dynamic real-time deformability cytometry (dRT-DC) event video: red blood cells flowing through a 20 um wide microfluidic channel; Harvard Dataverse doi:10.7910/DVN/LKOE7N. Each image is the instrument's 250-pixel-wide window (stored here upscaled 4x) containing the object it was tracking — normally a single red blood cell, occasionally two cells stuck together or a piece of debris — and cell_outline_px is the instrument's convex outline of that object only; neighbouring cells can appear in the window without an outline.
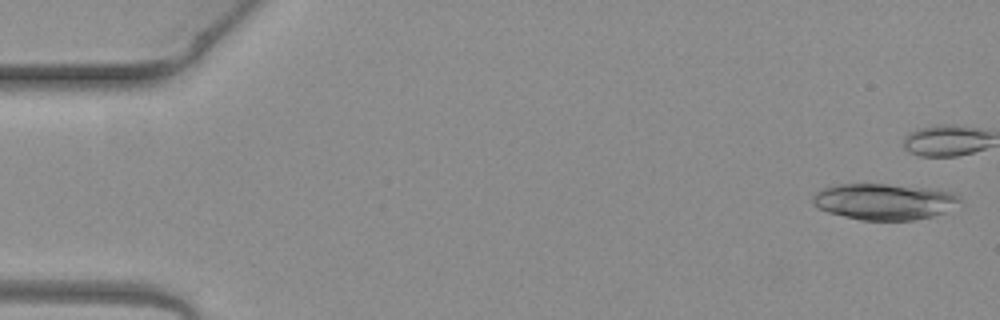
{"species": "common noctule bat (a hibernating species)", "species_latin": "Nyctalus noctula", "temperature_condition": "warm", "stored_images_in_passage": 6, "camera_frame_rate_fps": 3000, "um_per_image_px": 0.085, "animal": {"sex": "female", "body_mass_g": 19.3, "forearm_length_mm": 54.1}, "frame": {"image": 1, "passage_image": 1, "time_ms": 0.0, "image_size_px": [1000, 320], "cell_outline_px": [[964, 204], [944, 212], [932, 216], [912, 220], [860, 220], [828, 212], [816, 208], [812, 204], [812, 196], [816, 192], [824, 188], [836, 184], [888, 184], [932, 188], [952, 192], [960, 196], [964, 200]], "centroid_in_image_um": [75.21, 17.13], "position_along_channel_um": 9.8, "area_um2": 31.5}}